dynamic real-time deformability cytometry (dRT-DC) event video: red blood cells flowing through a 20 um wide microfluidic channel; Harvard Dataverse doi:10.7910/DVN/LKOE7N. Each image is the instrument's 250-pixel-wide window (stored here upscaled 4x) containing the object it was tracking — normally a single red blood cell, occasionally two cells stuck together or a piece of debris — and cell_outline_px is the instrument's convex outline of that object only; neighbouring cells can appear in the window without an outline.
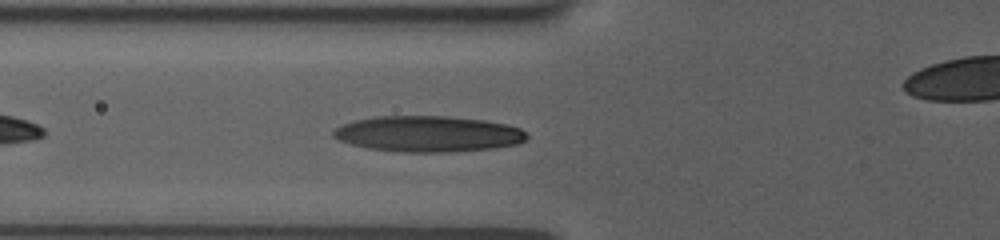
{"species": "human", "species_latin": "Homo sapiens", "temperature_condition": "room temperature", "stored_images_in_passage": 34, "camera_frame_rate_fps": 3000, "um_per_image_px": 0.085, "donor": {"sex": "female"}, "frame": {"image": 1, "passage_image": 5, "time_ms": 1.333, "image_size_px": [1000, 240], "cell_outline_px": [[528, 136], [524, 140], [516, 144], [496, 148], [448, 152], [404, 152], [368, 148], [352, 144], [340, 140], [332, 136], [332, 132], [336, 128], [344, 124], [356, 120], [376, 116], [448, 116], [484, 120], [504, 124], [520, 128]], "centroid_in_image_um": [36.39, 11.38], "position_along_channel_um": 89.4, "area_um2": 40.29}}
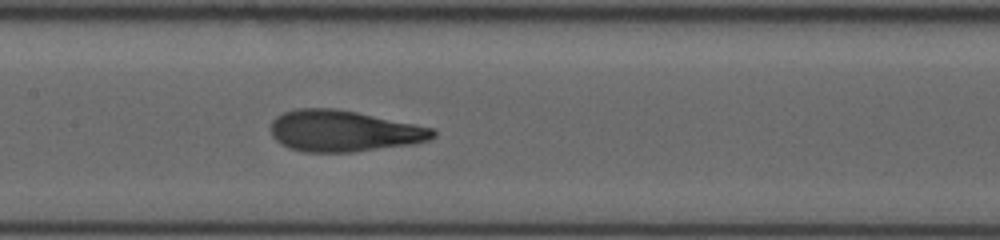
{"frame": {"image": 2, "passage_image": 12, "time_ms": 3.667, "image_size_px": [1000, 240], "cell_outline_px": [[436, 136], [428, 140], [412, 144], [352, 152], [304, 152], [288, 148], [280, 144], [272, 136], [272, 120], [276, 116], [284, 112], [296, 108], [336, 108], [356, 112], [432, 128], [436, 132]], "centroid_in_image_um": [29.17, 11.14], "position_along_channel_um": 178.2, "area_um2": 38.84}}
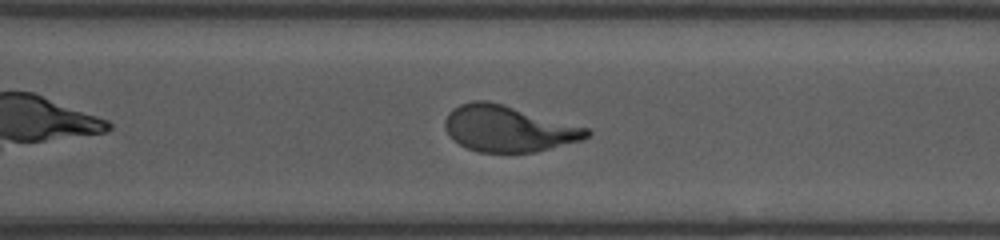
{"frame": {"image": 3, "passage_image": 24, "time_ms": 7.667, "image_size_px": [1000, 240], "cell_outline_px": [[592, 132], [584, 140], [536, 152], [480, 152], [468, 148], [460, 144], [448, 132], [444, 124], [444, 120], [448, 112], [452, 108], [460, 104], [472, 100], [484, 100], [500, 104], [588, 128]], "centroid_in_image_um": [43.21, 10.94], "position_along_channel_um": 327.4, "area_um2": 37.63}}